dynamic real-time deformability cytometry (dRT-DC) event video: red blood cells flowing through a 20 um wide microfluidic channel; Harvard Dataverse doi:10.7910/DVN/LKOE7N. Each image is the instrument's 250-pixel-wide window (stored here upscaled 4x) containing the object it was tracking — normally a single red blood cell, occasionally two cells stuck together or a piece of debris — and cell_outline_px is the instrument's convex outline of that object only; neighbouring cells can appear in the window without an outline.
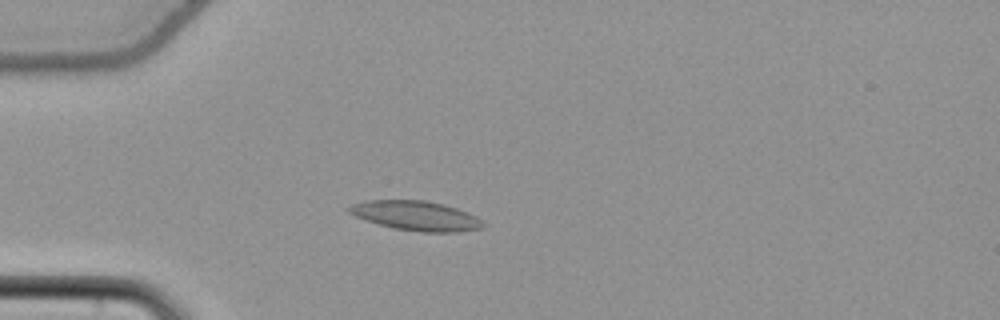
{"species": "common noctule bat (a hibernating species)", "species_latin": "Nyctalus noctula", "temperature_condition": "cold", "stored_images_in_passage": 32, "camera_frame_rate_fps": 3000, "um_per_image_px": 0.085, "animal": {"sex": "female", "body_mass_g": 22.7, "forearm_length_mm": 54.2}, "frame": {"image": 1, "passage_image": 15, "time_ms": 4.667, "image_size_px": [1000, 320], "cell_outline_px": [[488, 224], [480, 228], [460, 232], [420, 232], [392, 228], [356, 216], [348, 212], [344, 208], [352, 204], [368, 200], [424, 200], [444, 204], [468, 212], [476, 216]], "centroid_in_image_um": [35.39, 18.34], "position_along_channel_um": 49.6, "area_um2": 23.18}}
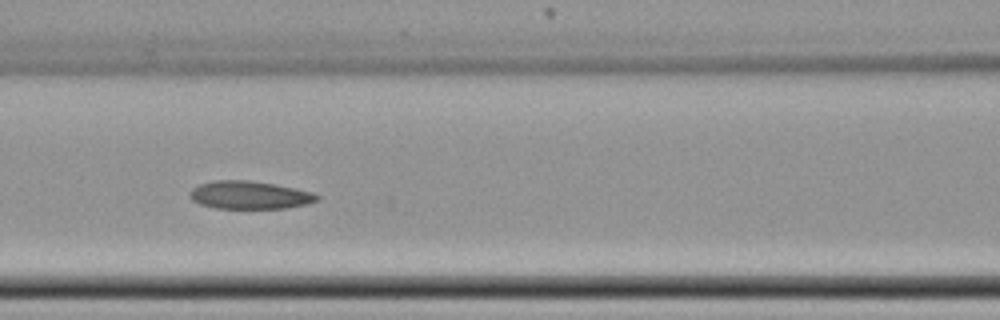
{"frame": {"image": 2, "passage_image": 24, "time_ms": 7.667, "image_size_px": [1000, 320], "cell_outline_px": [[320, 200], [308, 204], [284, 208], [216, 208], [200, 204], [192, 200], [188, 196], [188, 192], [192, 188], [200, 184], [216, 180], [248, 180], [276, 184], [312, 192], [320, 196]], "centroid_in_image_um": [21.21, 16.58], "position_along_channel_um": 145.4, "area_um2": 20.81}}
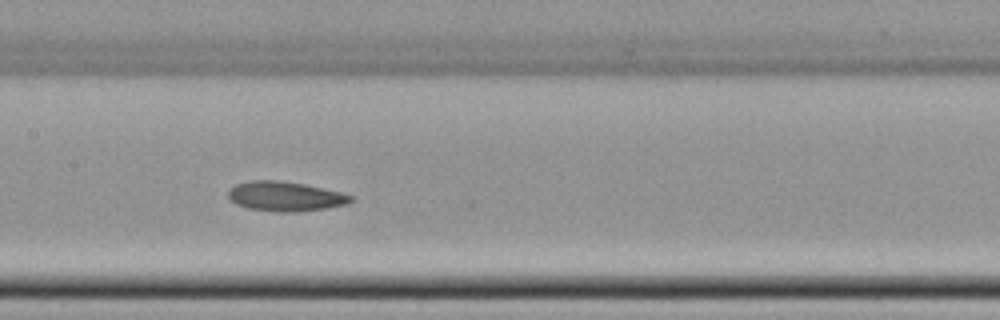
{"frame": {"image": 3, "passage_image": 27, "time_ms": 8.667, "image_size_px": [1000, 320], "cell_outline_px": [[352, 200], [348, 204], [324, 208], [296, 212], [276, 212], [248, 208], [236, 204], [228, 196], [228, 192], [236, 184], [248, 180], [280, 180], [304, 184], [340, 192], [352, 196]], "centroid_in_image_um": [24.23, 16.69], "position_along_channel_um": 183.2, "area_um2": 21.04}}